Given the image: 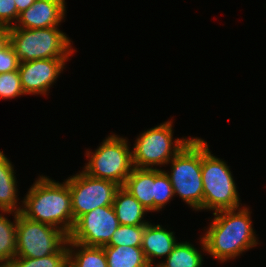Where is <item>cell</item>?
Here are the masks:
<instances>
[{
    "label": "cell",
    "instance_id": "obj_1",
    "mask_svg": "<svg viewBox=\"0 0 266 267\" xmlns=\"http://www.w3.org/2000/svg\"><path fill=\"white\" fill-rule=\"evenodd\" d=\"M250 213L245 206L213 213L214 219L200 238L202 250L224 263L256 246Z\"/></svg>",
    "mask_w": 266,
    "mask_h": 267
},
{
    "label": "cell",
    "instance_id": "obj_2",
    "mask_svg": "<svg viewBox=\"0 0 266 267\" xmlns=\"http://www.w3.org/2000/svg\"><path fill=\"white\" fill-rule=\"evenodd\" d=\"M21 214L64 231L67 235L74 226L69 185L40 176L24 197Z\"/></svg>",
    "mask_w": 266,
    "mask_h": 267
},
{
    "label": "cell",
    "instance_id": "obj_3",
    "mask_svg": "<svg viewBox=\"0 0 266 267\" xmlns=\"http://www.w3.org/2000/svg\"><path fill=\"white\" fill-rule=\"evenodd\" d=\"M208 144L201 139V174L203 209L214 213L241 207L240 198L229 166L211 154Z\"/></svg>",
    "mask_w": 266,
    "mask_h": 267
},
{
    "label": "cell",
    "instance_id": "obj_4",
    "mask_svg": "<svg viewBox=\"0 0 266 267\" xmlns=\"http://www.w3.org/2000/svg\"><path fill=\"white\" fill-rule=\"evenodd\" d=\"M10 43L20 62L64 58L73 55L71 40L58 27L25 29L10 27Z\"/></svg>",
    "mask_w": 266,
    "mask_h": 267
},
{
    "label": "cell",
    "instance_id": "obj_5",
    "mask_svg": "<svg viewBox=\"0 0 266 267\" xmlns=\"http://www.w3.org/2000/svg\"><path fill=\"white\" fill-rule=\"evenodd\" d=\"M168 163L166 172L174 195L181 197L195 210L203 209V182L201 174V138H192Z\"/></svg>",
    "mask_w": 266,
    "mask_h": 267
},
{
    "label": "cell",
    "instance_id": "obj_6",
    "mask_svg": "<svg viewBox=\"0 0 266 267\" xmlns=\"http://www.w3.org/2000/svg\"><path fill=\"white\" fill-rule=\"evenodd\" d=\"M90 160L83 172L90 177L109 180L123 186L133 170L132 151L125 138L111 134L95 152H86Z\"/></svg>",
    "mask_w": 266,
    "mask_h": 267
},
{
    "label": "cell",
    "instance_id": "obj_7",
    "mask_svg": "<svg viewBox=\"0 0 266 267\" xmlns=\"http://www.w3.org/2000/svg\"><path fill=\"white\" fill-rule=\"evenodd\" d=\"M172 123L171 121L164 122L138 136L132 149L134 167L153 169L155 165H167L192 139L183 137V139L178 138L173 141Z\"/></svg>",
    "mask_w": 266,
    "mask_h": 267
},
{
    "label": "cell",
    "instance_id": "obj_8",
    "mask_svg": "<svg viewBox=\"0 0 266 267\" xmlns=\"http://www.w3.org/2000/svg\"><path fill=\"white\" fill-rule=\"evenodd\" d=\"M68 241L59 228L33 221L17 213L16 256L42 258L57 253Z\"/></svg>",
    "mask_w": 266,
    "mask_h": 267
},
{
    "label": "cell",
    "instance_id": "obj_9",
    "mask_svg": "<svg viewBox=\"0 0 266 267\" xmlns=\"http://www.w3.org/2000/svg\"><path fill=\"white\" fill-rule=\"evenodd\" d=\"M69 185L74 222L96 208L110 206L120 187L115 182L90 177L80 172L66 179Z\"/></svg>",
    "mask_w": 266,
    "mask_h": 267
},
{
    "label": "cell",
    "instance_id": "obj_10",
    "mask_svg": "<svg viewBox=\"0 0 266 267\" xmlns=\"http://www.w3.org/2000/svg\"><path fill=\"white\" fill-rule=\"evenodd\" d=\"M119 226L113 206H103L80 216L74 222L68 239L85 246L103 247Z\"/></svg>",
    "mask_w": 266,
    "mask_h": 267
},
{
    "label": "cell",
    "instance_id": "obj_11",
    "mask_svg": "<svg viewBox=\"0 0 266 267\" xmlns=\"http://www.w3.org/2000/svg\"><path fill=\"white\" fill-rule=\"evenodd\" d=\"M65 62L64 58L20 62L18 72L24 93L47 95L49 88L63 71Z\"/></svg>",
    "mask_w": 266,
    "mask_h": 267
},
{
    "label": "cell",
    "instance_id": "obj_12",
    "mask_svg": "<svg viewBox=\"0 0 266 267\" xmlns=\"http://www.w3.org/2000/svg\"><path fill=\"white\" fill-rule=\"evenodd\" d=\"M65 6V0H36L31 7L19 14L18 24L13 25V28L58 27L65 18Z\"/></svg>",
    "mask_w": 266,
    "mask_h": 267
},
{
    "label": "cell",
    "instance_id": "obj_13",
    "mask_svg": "<svg viewBox=\"0 0 266 267\" xmlns=\"http://www.w3.org/2000/svg\"><path fill=\"white\" fill-rule=\"evenodd\" d=\"M123 187L128 190L148 212L156 211V167H134Z\"/></svg>",
    "mask_w": 266,
    "mask_h": 267
},
{
    "label": "cell",
    "instance_id": "obj_14",
    "mask_svg": "<svg viewBox=\"0 0 266 267\" xmlns=\"http://www.w3.org/2000/svg\"><path fill=\"white\" fill-rule=\"evenodd\" d=\"M177 244L174 232L167 231L161 225H152L151 223L145 225L142 240V250L145 258L151 267L155 257H162L172 252L173 248Z\"/></svg>",
    "mask_w": 266,
    "mask_h": 267
},
{
    "label": "cell",
    "instance_id": "obj_15",
    "mask_svg": "<svg viewBox=\"0 0 266 267\" xmlns=\"http://www.w3.org/2000/svg\"><path fill=\"white\" fill-rule=\"evenodd\" d=\"M112 206L120 225L145 226L150 223L143 217L148 211L123 186L117 189Z\"/></svg>",
    "mask_w": 266,
    "mask_h": 267
},
{
    "label": "cell",
    "instance_id": "obj_16",
    "mask_svg": "<svg viewBox=\"0 0 266 267\" xmlns=\"http://www.w3.org/2000/svg\"><path fill=\"white\" fill-rule=\"evenodd\" d=\"M14 168L3 151H0V211L4 213L21 212L22 206L17 207V182Z\"/></svg>",
    "mask_w": 266,
    "mask_h": 267
},
{
    "label": "cell",
    "instance_id": "obj_17",
    "mask_svg": "<svg viewBox=\"0 0 266 267\" xmlns=\"http://www.w3.org/2000/svg\"><path fill=\"white\" fill-rule=\"evenodd\" d=\"M67 246L68 267H108L103 247L85 246L70 239Z\"/></svg>",
    "mask_w": 266,
    "mask_h": 267
},
{
    "label": "cell",
    "instance_id": "obj_18",
    "mask_svg": "<svg viewBox=\"0 0 266 267\" xmlns=\"http://www.w3.org/2000/svg\"><path fill=\"white\" fill-rule=\"evenodd\" d=\"M108 267H151L141 247L103 246Z\"/></svg>",
    "mask_w": 266,
    "mask_h": 267
},
{
    "label": "cell",
    "instance_id": "obj_19",
    "mask_svg": "<svg viewBox=\"0 0 266 267\" xmlns=\"http://www.w3.org/2000/svg\"><path fill=\"white\" fill-rule=\"evenodd\" d=\"M203 257L194 245L189 242H178L166 257V262L157 263L154 267H202Z\"/></svg>",
    "mask_w": 266,
    "mask_h": 267
},
{
    "label": "cell",
    "instance_id": "obj_20",
    "mask_svg": "<svg viewBox=\"0 0 266 267\" xmlns=\"http://www.w3.org/2000/svg\"><path fill=\"white\" fill-rule=\"evenodd\" d=\"M11 222L0 214V263H10L16 256L17 213Z\"/></svg>",
    "mask_w": 266,
    "mask_h": 267
},
{
    "label": "cell",
    "instance_id": "obj_21",
    "mask_svg": "<svg viewBox=\"0 0 266 267\" xmlns=\"http://www.w3.org/2000/svg\"><path fill=\"white\" fill-rule=\"evenodd\" d=\"M11 267H68L67 243L55 254L42 258L15 257Z\"/></svg>",
    "mask_w": 266,
    "mask_h": 267
},
{
    "label": "cell",
    "instance_id": "obj_22",
    "mask_svg": "<svg viewBox=\"0 0 266 267\" xmlns=\"http://www.w3.org/2000/svg\"><path fill=\"white\" fill-rule=\"evenodd\" d=\"M145 226L120 225L113 233L110 242L105 246L141 247Z\"/></svg>",
    "mask_w": 266,
    "mask_h": 267
},
{
    "label": "cell",
    "instance_id": "obj_23",
    "mask_svg": "<svg viewBox=\"0 0 266 267\" xmlns=\"http://www.w3.org/2000/svg\"><path fill=\"white\" fill-rule=\"evenodd\" d=\"M25 95L18 70L0 74V99Z\"/></svg>",
    "mask_w": 266,
    "mask_h": 267
},
{
    "label": "cell",
    "instance_id": "obj_24",
    "mask_svg": "<svg viewBox=\"0 0 266 267\" xmlns=\"http://www.w3.org/2000/svg\"><path fill=\"white\" fill-rule=\"evenodd\" d=\"M173 196V187L166 171L156 168V211L165 207Z\"/></svg>",
    "mask_w": 266,
    "mask_h": 267
},
{
    "label": "cell",
    "instance_id": "obj_25",
    "mask_svg": "<svg viewBox=\"0 0 266 267\" xmlns=\"http://www.w3.org/2000/svg\"><path fill=\"white\" fill-rule=\"evenodd\" d=\"M19 64L20 60L18 59L13 46L9 43L0 51V74L18 70Z\"/></svg>",
    "mask_w": 266,
    "mask_h": 267
},
{
    "label": "cell",
    "instance_id": "obj_26",
    "mask_svg": "<svg viewBox=\"0 0 266 267\" xmlns=\"http://www.w3.org/2000/svg\"><path fill=\"white\" fill-rule=\"evenodd\" d=\"M19 12L17 11L14 0H0V25L13 27L17 23Z\"/></svg>",
    "mask_w": 266,
    "mask_h": 267
},
{
    "label": "cell",
    "instance_id": "obj_27",
    "mask_svg": "<svg viewBox=\"0 0 266 267\" xmlns=\"http://www.w3.org/2000/svg\"><path fill=\"white\" fill-rule=\"evenodd\" d=\"M10 43V27L0 25V51Z\"/></svg>",
    "mask_w": 266,
    "mask_h": 267
},
{
    "label": "cell",
    "instance_id": "obj_28",
    "mask_svg": "<svg viewBox=\"0 0 266 267\" xmlns=\"http://www.w3.org/2000/svg\"><path fill=\"white\" fill-rule=\"evenodd\" d=\"M14 1L16 4L17 11L21 13L22 11L31 7L36 0H14Z\"/></svg>",
    "mask_w": 266,
    "mask_h": 267
},
{
    "label": "cell",
    "instance_id": "obj_29",
    "mask_svg": "<svg viewBox=\"0 0 266 267\" xmlns=\"http://www.w3.org/2000/svg\"><path fill=\"white\" fill-rule=\"evenodd\" d=\"M0 267H11L10 263H0Z\"/></svg>",
    "mask_w": 266,
    "mask_h": 267
}]
</instances>
